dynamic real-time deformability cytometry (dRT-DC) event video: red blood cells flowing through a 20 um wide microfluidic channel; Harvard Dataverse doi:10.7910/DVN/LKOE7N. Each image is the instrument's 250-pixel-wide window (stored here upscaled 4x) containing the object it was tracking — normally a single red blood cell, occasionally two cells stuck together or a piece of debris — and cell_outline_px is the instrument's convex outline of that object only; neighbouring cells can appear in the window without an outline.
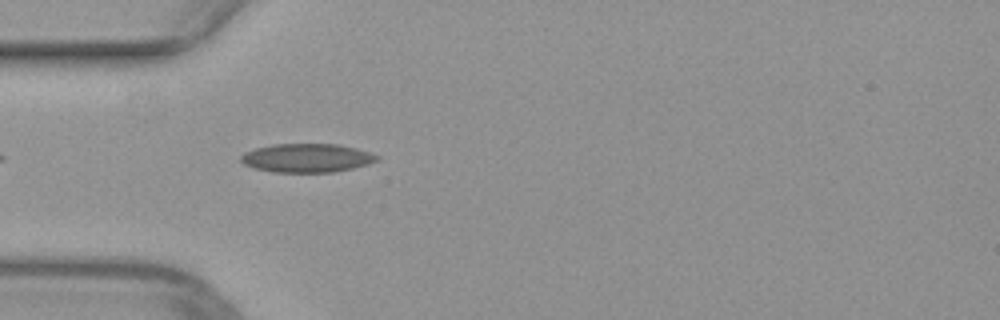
{"species": "common noctule bat (a hibernating species)", "species_latin": "Nyctalus noctula", "temperature_condition": "warm", "stored_images_in_passage": 37, "camera_frame_rate_fps": 3000, "um_per_image_px": 0.085, "animal": {"sex": "female", "body_mass_g": 29.2, "forearm_length_mm": 56.3}, "frame": {"image": 1, "passage_image": 3, "time_ms": 0.667, "image_size_px": [1000, 320], "cell_outline_px": [[380, 160], [368, 164], [352, 168], [332, 172], [272, 172], [252, 168], [244, 164], [240, 160], [240, 156], [244, 152], [256, 148], [272, 144], [336, 144], [356, 148], [380, 156]], "centroid_in_image_um": [26.06, 13.43], "position_along_channel_um": 58.9, "area_um2": 22.83}}
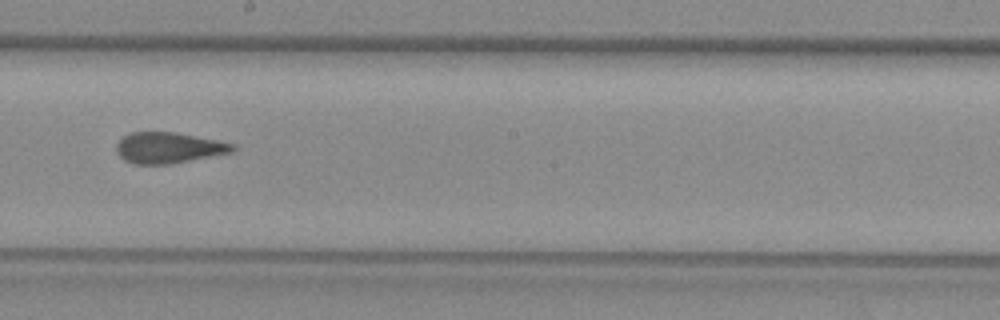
{"frame": {"image": 2, "passage_image": 16, "time_ms": 5.0, "image_size_px": [1000, 320], "cell_outline_px": [[236, 148], [232, 152], [168, 164], [136, 164], [124, 160], [116, 152], [116, 144], [124, 136], [132, 132], [172, 132], [216, 140], [236, 144]], "centroid_in_image_um": [14.31, 12.56], "position_along_channel_um": 233.9, "area_um2": 20.63}}
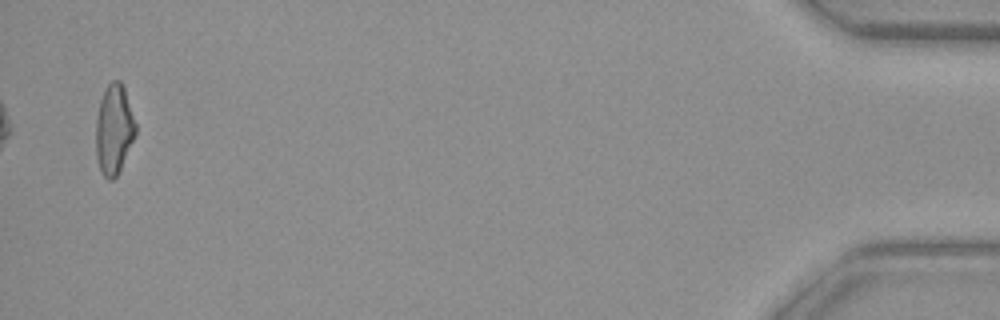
{"frame": {"image": 3, "passage_image": 37, "time_ms": 12.0, "image_size_px": [1000, 320], "cell_outline_px": [[136, 136], [116, 176], [112, 180], [108, 180], [104, 176], [100, 168], [96, 156], [96, 116], [100, 100], [108, 84], [112, 80], [120, 80], [124, 84], [136, 124]], "centroid_in_image_um": [9.7, 10.96], "position_along_channel_um": 425.5, "area_um2": 20.87}}